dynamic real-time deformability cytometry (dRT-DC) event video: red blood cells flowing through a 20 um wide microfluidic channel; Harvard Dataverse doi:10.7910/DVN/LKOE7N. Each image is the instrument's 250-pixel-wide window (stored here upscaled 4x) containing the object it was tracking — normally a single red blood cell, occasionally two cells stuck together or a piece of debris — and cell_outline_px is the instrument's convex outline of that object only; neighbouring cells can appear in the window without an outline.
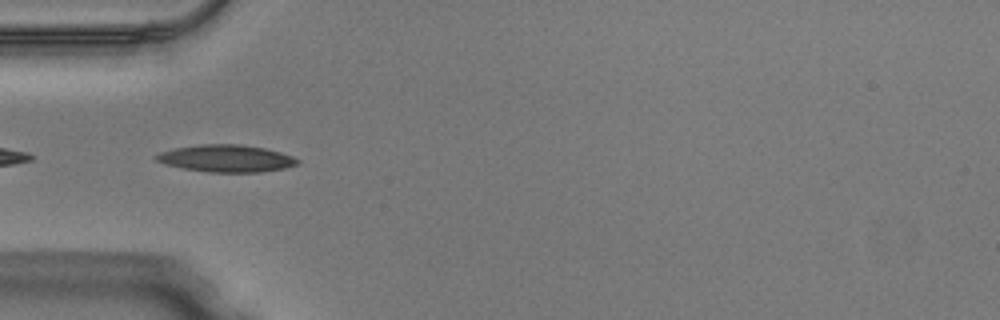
{"species": "Egyptian fruit bat (a non-hibernating species)", "species_latin": "Rousettus aegyptiacus", "temperature_condition": "warm", "stored_images_in_passage": 20, "camera_frame_rate_fps": 3000, "um_per_image_px": 0.085, "animal": {"sex": "male"}, "frame": {"image": 1, "passage_image": 6, "time_ms": 1.667, "image_size_px": [1000, 320], "cell_outline_px": [[300, 160], [296, 164], [284, 168], [260, 172], [208, 172], [184, 168], [164, 164], [156, 160], [156, 156], [160, 152], [176, 148], [200, 144], [240, 144], [264, 148], [280, 152], [292, 156]], "centroid_in_image_um": [19.23, 13.46], "position_along_channel_um": 65.8, "area_um2": 22.14}}
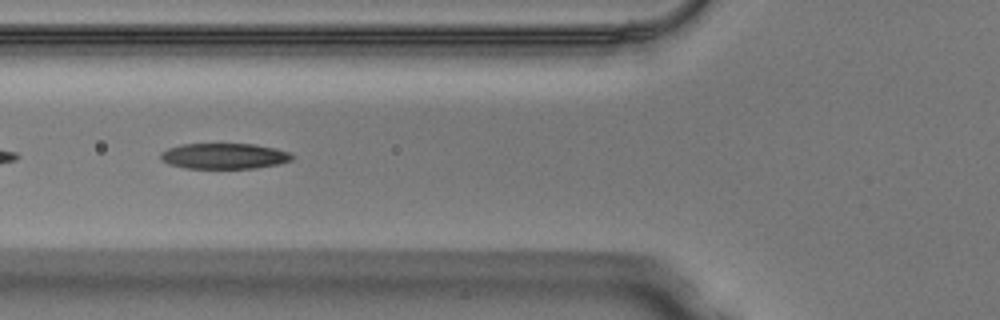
{"frame": {"image": 2, "passage_image": 9, "time_ms": 2.667, "image_size_px": [1000, 320], "cell_outline_px": [[292, 160], [280, 164], [256, 168], [184, 168], [168, 164], [160, 160], [160, 152], [168, 148], [180, 144], [256, 144], [288, 152], [292, 156]], "centroid_in_image_um": [19.0, 13.27], "position_along_channel_um": 106.8, "area_um2": 19.71}}